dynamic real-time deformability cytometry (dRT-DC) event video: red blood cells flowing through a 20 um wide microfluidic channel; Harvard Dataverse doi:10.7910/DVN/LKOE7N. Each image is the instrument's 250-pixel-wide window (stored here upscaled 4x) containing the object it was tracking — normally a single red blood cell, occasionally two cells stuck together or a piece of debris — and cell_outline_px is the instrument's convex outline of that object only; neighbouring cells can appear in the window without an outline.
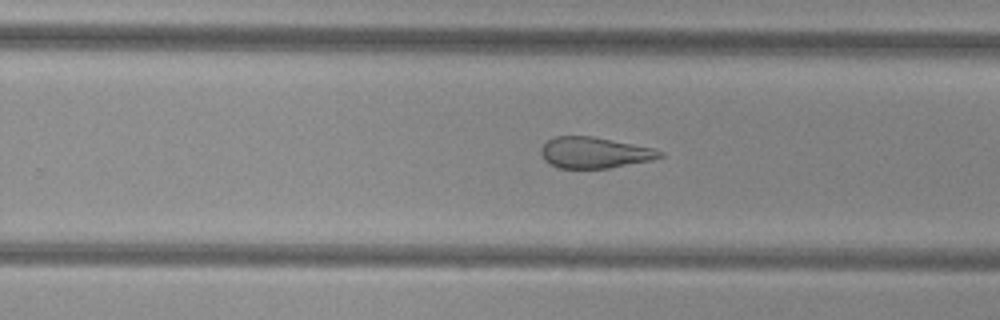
{"species": "common noctule bat (a hibernating species)", "species_latin": "Nyctalus noctula", "temperature_condition": "cold", "stored_images_in_passage": 28, "camera_frame_rate_fps": 3000, "um_per_image_px": 0.085, "animal": {"sex": "female", "body_mass_g": 29.2, "forearm_length_mm": 56.3}, "frame": {"image": 1, "passage_image": 20, "time_ms": 6.333, "image_size_px": [1000, 320], "cell_outline_px": [[664, 156], [652, 160], [608, 168], [560, 168], [544, 160], [540, 152], [540, 148], [548, 140], [556, 136], [592, 136], [652, 148], [664, 152]], "centroid_in_image_um": [50.52, 12.97], "position_along_channel_um": 279.3, "area_um2": 21.33}}